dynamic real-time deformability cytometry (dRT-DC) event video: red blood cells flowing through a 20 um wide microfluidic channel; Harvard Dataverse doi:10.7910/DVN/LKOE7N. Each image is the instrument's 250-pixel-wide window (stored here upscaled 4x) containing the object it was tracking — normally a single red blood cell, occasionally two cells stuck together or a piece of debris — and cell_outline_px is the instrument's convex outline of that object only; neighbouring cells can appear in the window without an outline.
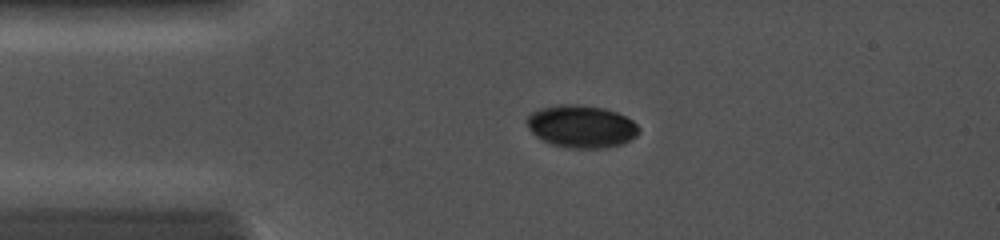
{"species": "common noctule bat (a hibernating species)", "species_latin": "Nyctalus noctula", "temperature_condition": "cold", "stored_images_in_passage": 9, "camera_frame_rate_fps": 5000, "um_per_image_px": 0.085, "animal": {"sex": "female", "body_mass_g": 19.0, "forearm_length_mm": 56.7}, "frame": {"image": 1, "passage_image": 4, "time_ms": 2.4, "image_size_px": [1000, 240], "cell_outline_px": [[640, 132], [636, 136], [620, 144], [608, 148], [564, 148], [552, 144], [536, 136], [528, 128], [528, 116], [532, 112], [540, 108], [556, 104], [576, 104], [604, 108], [616, 112], [632, 120], [640, 128]], "centroid_in_image_um": [49.42, 10.74], "position_along_channel_um": 35.6, "area_um2": 27.74}}
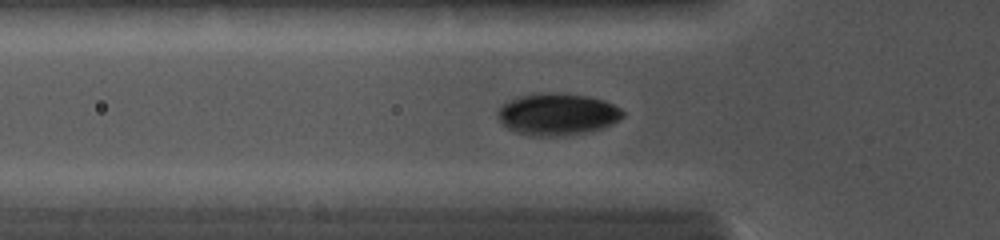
{"frame": {"image": 2, "passage_image": 7, "time_ms": 4.0, "image_size_px": [1000, 240], "cell_outline_px": [[624, 116], [612, 124], [600, 128], [584, 132], [564, 136], [528, 136], [516, 132], [508, 128], [496, 116], [496, 112], [504, 104], [516, 96], [544, 92], [552, 92], [588, 96], [604, 100], [620, 108], [624, 112]], "centroid_in_image_um": [47.35, 9.7], "position_along_channel_um": 78.4, "area_um2": 30.58}}
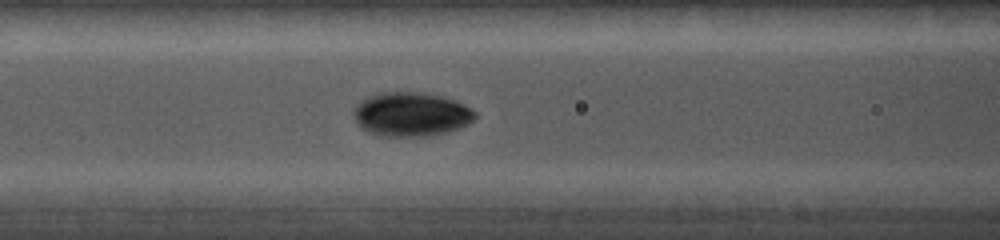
{"frame": {"image": 3, "passage_image": 9, "time_ms": 5.2, "image_size_px": [1000, 240], "cell_outline_px": [[476, 116], [468, 124], [448, 132], [432, 136], [380, 136], [368, 132], [356, 124], [352, 112], [352, 108], [360, 100], [368, 96], [384, 92], [416, 92], [440, 96], [464, 104], [476, 112]], "centroid_in_image_um": [34.89, 9.72], "position_along_channel_um": 131.7, "area_um2": 31.33}}